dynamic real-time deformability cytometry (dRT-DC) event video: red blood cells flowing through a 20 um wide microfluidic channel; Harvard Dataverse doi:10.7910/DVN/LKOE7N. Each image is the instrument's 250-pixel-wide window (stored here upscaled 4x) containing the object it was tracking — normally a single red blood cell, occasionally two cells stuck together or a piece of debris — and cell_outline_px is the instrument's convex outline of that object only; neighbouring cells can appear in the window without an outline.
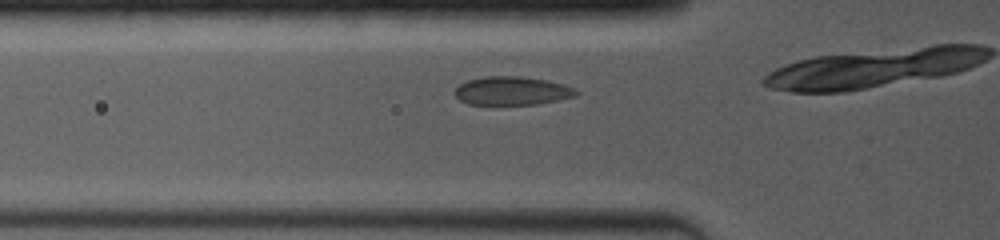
{"species": "common noctule bat (a hibernating species)", "species_latin": "Nyctalus noctula", "temperature_condition": "room temperature", "stored_images_in_passage": 10, "camera_frame_rate_fps": 4000, "um_per_image_px": 0.085, "animal": {"sex": "female", "body_mass_g": 19.0, "forearm_length_mm": 53.3}, "frame": {"image": 1, "passage_image": 4, "time_ms": 0.75, "image_size_px": [1000, 240], "cell_outline_px": [[580, 92], [576, 96], [536, 104], [468, 104], [460, 100], [452, 92], [460, 84], [468, 80], [484, 76], [520, 76], [548, 80], [564, 84]], "centroid_in_image_um": [43.5, 7.71], "position_along_channel_um": 82.3, "area_um2": 20.11}}
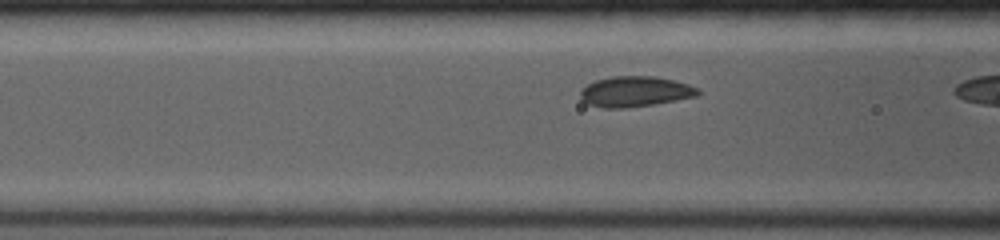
{"frame": {"image": 2, "passage_image": 7, "time_ms": 1.5, "image_size_px": [1000, 240], "cell_outline_px": [[700, 92], [696, 96], [676, 100], [628, 108], [604, 108], [588, 104], [580, 100], [580, 92], [588, 84], [596, 80], [612, 76], [656, 76], [688, 84], [700, 88]], "centroid_in_image_um": [53.97, 7.78], "position_along_channel_um": 112.6, "area_um2": 20.87}}